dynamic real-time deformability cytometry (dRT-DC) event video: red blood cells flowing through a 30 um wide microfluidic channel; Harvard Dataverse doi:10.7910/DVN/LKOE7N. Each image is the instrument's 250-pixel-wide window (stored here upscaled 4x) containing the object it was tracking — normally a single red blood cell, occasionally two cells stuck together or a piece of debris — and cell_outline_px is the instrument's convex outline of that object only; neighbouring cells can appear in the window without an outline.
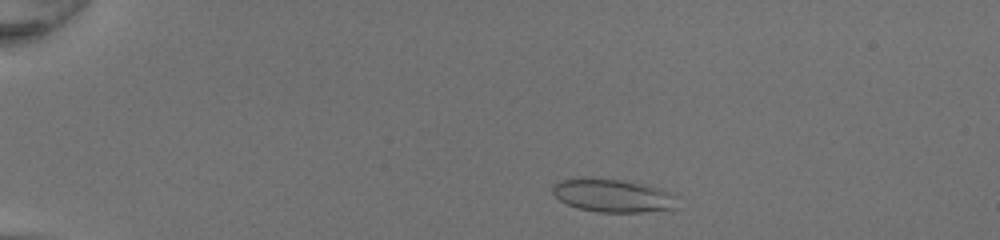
{"species": "common noctule bat (a hibernating species)", "species_latin": "Nyctalus noctula", "temperature_condition": "room temperature", "stored_images_in_passage": 44, "camera_frame_rate_fps": 3000, "um_per_image_px": 0.085, "animal": {"sex": "female", "body_mass_g": 20.0, "forearm_length_mm": 54.0}, "frame": {"image": 1, "passage_image": 5, "time_ms": 1.333, "image_size_px": [1000, 240], "cell_outline_px": [[680, 196], [676, 208], [640, 212], [600, 212], [580, 208], [568, 204], [560, 200], [552, 192], [552, 184], [560, 180], [576, 176], [584, 176], [624, 180], [644, 184], [660, 188]], "centroid_in_image_um": [52.1, 16.59], "position_along_channel_um": 32.9, "area_um2": 24.68}}
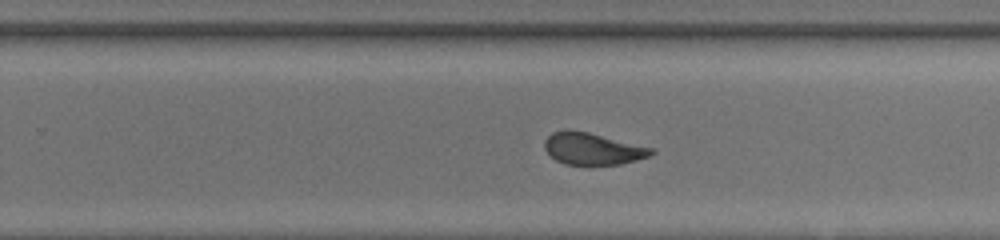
{"frame": {"image": 2, "passage_image": 28, "time_ms": 9.0, "image_size_px": [1000, 240], "cell_outline_px": [[656, 152], [648, 156], [636, 160], [620, 164], [564, 164], [556, 160], [544, 148], [544, 140], [552, 132], [568, 128], [588, 132], [656, 148]], "centroid_in_image_um": [50.38, 12.62], "position_along_channel_um": 279.4, "area_um2": 19.94}}
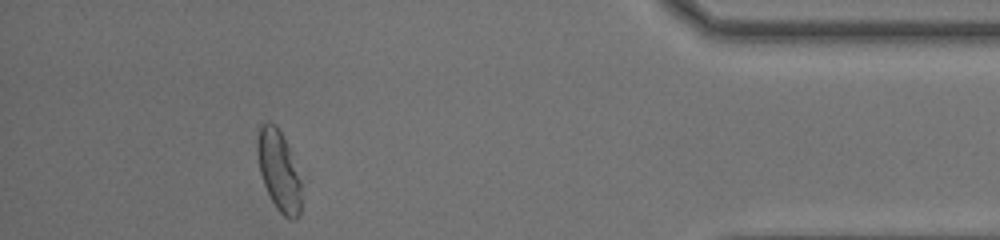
{"frame": {"image": 3, "passage_image": 40, "time_ms": 13.0, "image_size_px": [1000, 240], "cell_outline_px": [[300, 216], [296, 220], [288, 220], [276, 208], [264, 184], [260, 172], [256, 152], [256, 136], [260, 124], [264, 120], [276, 124], [288, 148], [300, 180]], "centroid_in_image_um": [23.66, 14.49], "position_along_channel_um": 411.5, "area_um2": 20.52}, "authors_computed_cell_mechanics": {"area_um2": 21.4727, "velocity_mm_per_s": 4.3058, "shape_relaxation_time_tau1_ms": null, "shape_relaxation_time_tau2_ms": 0.9676, "deformation_change_tau1": null, "deformation_change_tau2": 0.0538}}